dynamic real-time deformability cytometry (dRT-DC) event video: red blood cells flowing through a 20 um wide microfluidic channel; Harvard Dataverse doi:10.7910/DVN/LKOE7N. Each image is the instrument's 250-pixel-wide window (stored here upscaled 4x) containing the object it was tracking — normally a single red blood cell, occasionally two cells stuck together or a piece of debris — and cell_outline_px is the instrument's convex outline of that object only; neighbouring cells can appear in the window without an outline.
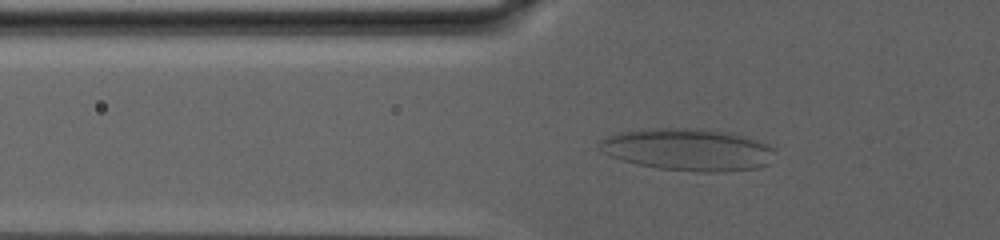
{"species": "human", "species_latin": "Homo sapiens", "temperature_condition": "warm", "stored_images_in_passage": 66, "camera_frame_rate_fps": 3000, "um_per_image_px": 0.085, "donor": {"sex": "male"}, "frame": {"image": 1, "passage_image": 11, "time_ms": 3.333, "image_size_px": [1000, 240], "cell_outline_px": [[776, 152], [768, 164], [760, 168], [724, 172], [692, 172], [660, 168], [640, 164], [624, 160], [600, 152], [596, 148], [596, 140], [604, 136], [616, 132], [652, 128], [700, 128], [728, 132], [756, 140], [768, 144]], "centroid_in_image_um": [58.42, 12.71], "position_along_channel_um": 67.4, "area_um2": 43.64}}
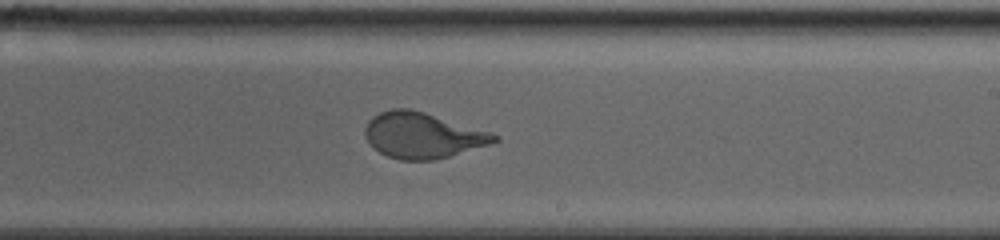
{"frame": {"image": 2, "passage_image": 35, "time_ms": 11.333, "image_size_px": [1000, 240], "cell_outline_px": [[500, 140], [488, 144], [448, 156], [432, 160], [400, 160], [388, 156], [372, 148], [364, 136], [364, 128], [368, 120], [372, 116], [380, 112], [392, 108], [408, 108], [424, 112], [492, 132], [500, 136]], "centroid_in_image_um": [35.87, 11.49], "position_along_channel_um": 253.1, "area_um2": 34.39}}
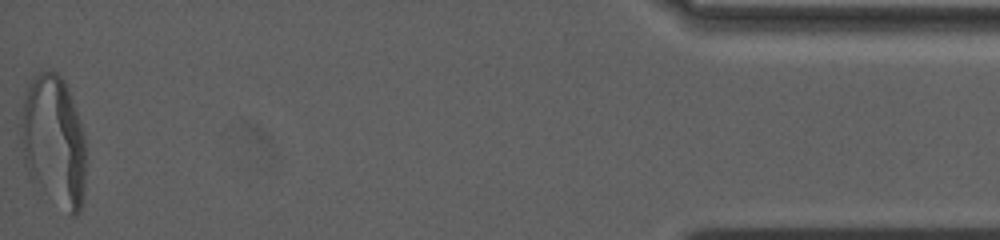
{"frame": {"image": 3, "passage_image": 66, "time_ms": 21.667, "image_size_px": [1000, 240], "cell_outline_px": [[84, 192], [80, 212], [76, 216], [72, 216], [28, 176], [24, 164], [20, 140], [20, 124], [24, 92], [28, 80], [40, 72], [56, 72], [64, 80], [68, 88], [80, 120], [84, 132]], "centroid_in_image_um": [4.53, 11.94], "position_along_channel_um": 430.7, "area_um2": 49.88}, "authors_computed_cell_mechanics": {"area_um2": 37.7434, "velocity_mm_per_s": 2.4283, "shape_relaxation_time_tau1_ms": 11.1729, "shape_relaxation_time_tau2_ms": null, "deformation_change_tau1": 0.2762, "deformation_change_tau2": null}}